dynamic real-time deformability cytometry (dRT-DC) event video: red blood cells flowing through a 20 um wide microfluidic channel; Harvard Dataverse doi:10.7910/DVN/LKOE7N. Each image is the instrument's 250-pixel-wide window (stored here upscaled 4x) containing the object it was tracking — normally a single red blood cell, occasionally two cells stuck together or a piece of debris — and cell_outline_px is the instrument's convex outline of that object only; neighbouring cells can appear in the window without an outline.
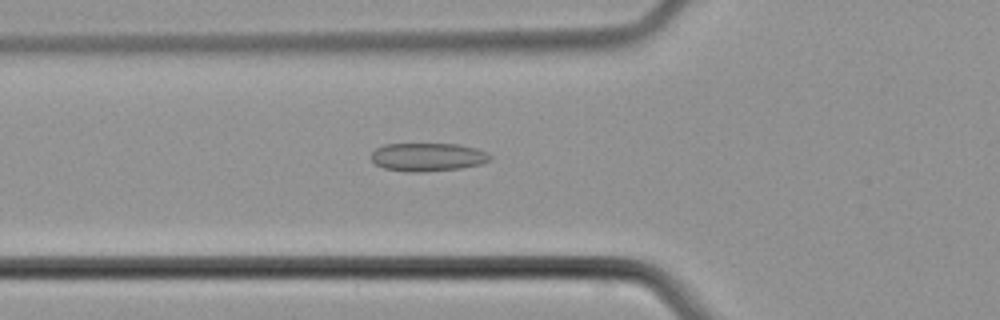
{"species": "common noctule bat (a hibernating species)", "species_latin": "Nyctalus noctula", "temperature_condition": "cold", "stored_images_in_passage": 49, "camera_frame_rate_fps": 3000, "um_per_image_px": 0.085, "animal": {"sex": "male", "body_mass_g": 21.5, "forearm_length_mm": 52.0}, "frame": {"image": 1, "passage_image": 17, "time_ms": 5.333, "image_size_px": [1000, 320], "cell_outline_px": [[492, 156], [488, 160], [480, 164], [460, 168], [420, 172], [404, 172], [384, 168], [376, 164], [372, 160], [372, 152], [376, 148], [384, 144], [456, 144], [476, 148], [488, 152]], "centroid_in_image_um": [36.34, 13.35], "position_along_channel_um": 89.5, "area_um2": 19.54}}
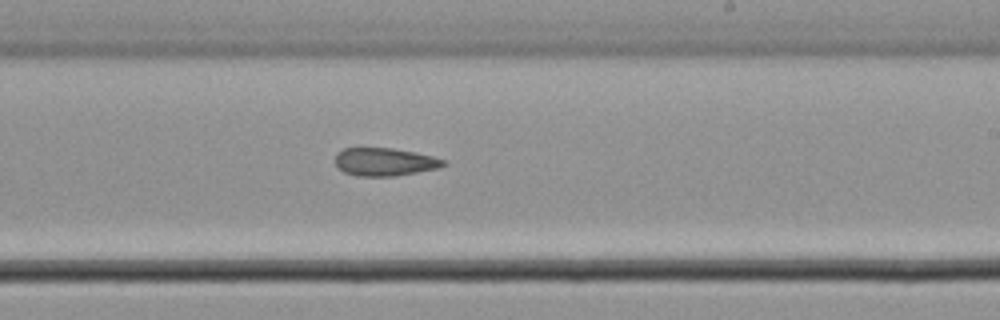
{"frame": {"image": 2, "passage_image": 29, "time_ms": 9.333, "image_size_px": [1000, 320], "cell_outline_px": [[448, 164], [440, 168], [396, 176], [356, 176], [344, 172], [336, 164], [336, 152], [344, 148], [392, 148], [416, 152], [432, 156], [444, 160]], "centroid_in_image_um": [32.72, 13.76], "position_along_channel_um": 256.3, "area_um2": 17.74}}
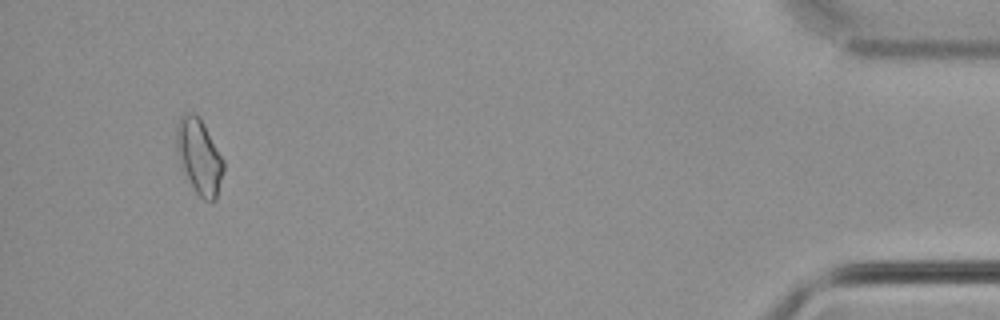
{"frame": {"image": 3, "passage_image": 46, "time_ms": 15.0, "image_size_px": [1000, 320], "cell_outline_px": [[224, 168], [216, 200], [212, 204], [204, 200], [196, 192], [184, 168], [176, 148], [176, 124], [180, 116], [184, 112], [196, 112], [200, 116], [224, 160]], "centroid_in_image_um": [16.95, 13.24], "position_along_channel_um": 418.2, "area_um2": 20.52}}